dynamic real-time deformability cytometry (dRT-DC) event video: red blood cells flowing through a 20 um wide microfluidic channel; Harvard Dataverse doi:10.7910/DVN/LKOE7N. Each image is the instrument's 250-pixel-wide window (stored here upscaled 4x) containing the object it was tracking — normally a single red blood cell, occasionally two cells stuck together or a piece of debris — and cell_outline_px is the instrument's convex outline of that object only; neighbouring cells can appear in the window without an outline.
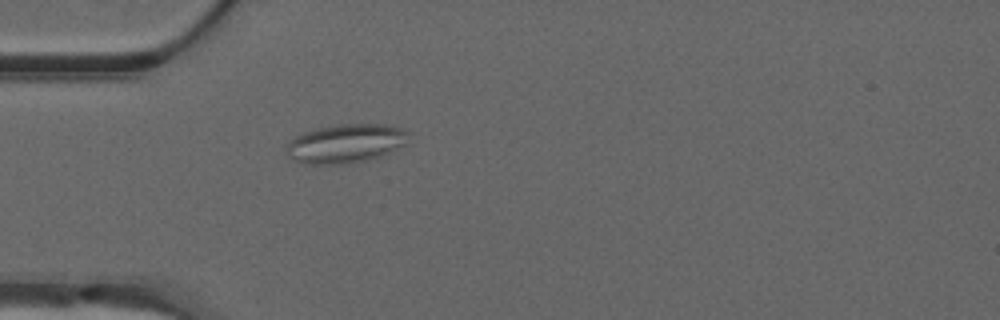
{"species": "common noctule bat (a hibernating species)", "species_latin": "Nyctalus noctula", "temperature_condition": "warm", "stored_images_in_passage": 32, "camera_frame_rate_fps": 3000, "um_per_image_px": 0.085, "animal": {"sex": "male", "forearm_length_mm": 52.5}, "frame": {"image": 1, "passage_image": 1, "time_ms": 0.0, "image_size_px": [1000, 320], "cell_outline_px": [[408, 132], [404, 144], [380, 156], [352, 164], [304, 164], [288, 156], [288, 144], [296, 136], [304, 132], [316, 128], [332, 124], [384, 124], [400, 128]], "centroid_in_image_um": [29.36, 12.19], "position_along_channel_um": 55.6, "area_um2": 27.4}}
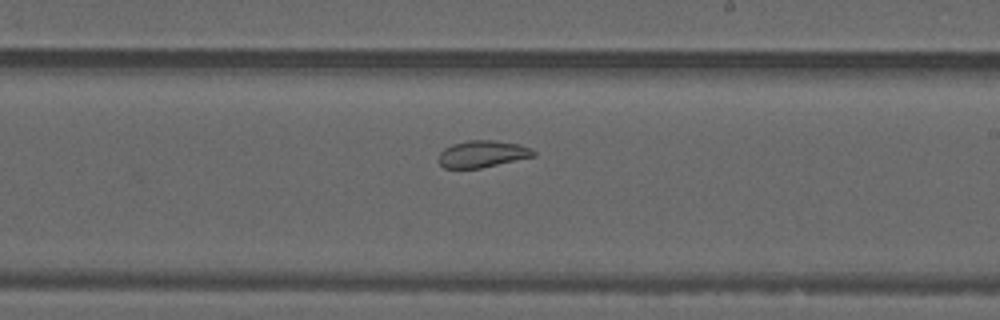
{"frame": {"image": 2, "passage_image": 16, "time_ms": 5.0, "image_size_px": [1000, 320], "cell_outline_px": [[536, 156], [480, 168], [444, 168], [436, 160], [440, 152], [444, 148], [452, 144], [468, 140], [492, 140], [520, 144], [532, 148], [536, 152]], "centroid_in_image_um": [41.0, 13.08], "position_along_channel_um": 248.0, "area_um2": 15.03}}
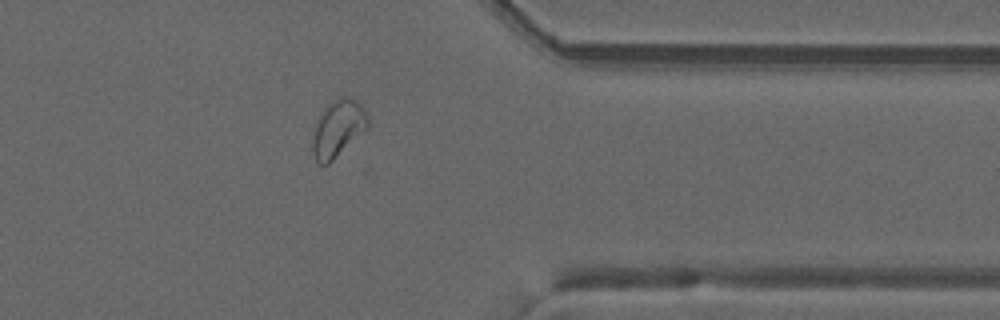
{"frame": {"image": 3, "passage_image": 27, "time_ms": 8.667, "image_size_px": [1000, 320], "cell_outline_px": [[368, 128], [328, 164], [320, 164], [316, 160], [312, 152], [312, 136], [316, 120], [324, 108], [328, 104], [340, 96], [352, 96], [364, 108], [368, 116]], "centroid_in_image_um": [28.72, 10.89], "position_along_channel_um": 382.7, "area_um2": 18.44}, "authors_computed_cell_mechanics": {"area_um2": 16.4152, "velocity_mm_per_s": 3.9821, "shape_relaxation_time_tau1_ms": null, "shape_relaxation_time_tau2_ms": 1.6602, "deformation_change_tau1": null, "deformation_change_tau2": 0.0696}}